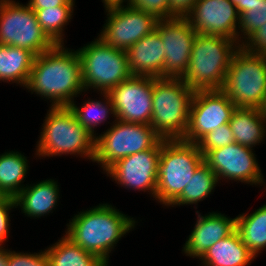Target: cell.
<instances>
[{"label":"cell","instance_id":"23","mask_svg":"<svg viewBox=\"0 0 266 266\" xmlns=\"http://www.w3.org/2000/svg\"><path fill=\"white\" fill-rule=\"evenodd\" d=\"M229 124L235 142L240 145L254 148L265 139L266 121L258 108H236Z\"/></svg>","mask_w":266,"mask_h":266},{"label":"cell","instance_id":"8","mask_svg":"<svg viewBox=\"0 0 266 266\" xmlns=\"http://www.w3.org/2000/svg\"><path fill=\"white\" fill-rule=\"evenodd\" d=\"M222 90L237 108H259L266 95V56L240 46L233 55Z\"/></svg>","mask_w":266,"mask_h":266},{"label":"cell","instance_id":"28","mask_svg":"<svg viewBox=\"0 0 266 266\" xmlns=\"http://www.w3.org/2000/svg\"><path fill=\"white\" fill-rule=\"evenodd\" d=\"M100 96L103 97L101 98V100L103 99L102 101L88 98L87 101L85 100L81 104L82 106H77L75 101L69 105L78 122L95 137L98 133L94 129L101 126L102 123L104 125V122L110 117L109 115L115 118L113 104L109 95L100 93Z\"/></svg>","mask_w":266,"mask_h":266},{"label":"cell","instance_id":"41","mask_svg":"<svg viewBox=\"0 0 266 266\" xmlns=\"http://www.w3.org/2000/svg\"><path fill=\"white\" fill-rule=\"evenodd\" d=\"M258 109H259V111H260L262 117H263V118L265 119V121H266V95H265V97H264V99H263V102H262L261 106H260Z\"/></svg>","mask_w":266,"mask_h":266},{"label":"cell","instance_id":"2","mask_svg":"<svg viewBox=\"0 0 266 266\" xmlns=\"http://www.w3.org/2000/svg\"><path fill=\"white\" fill-rule=\"evenodd\" d=\"M137 223L134 217L125 215L115 206L102 203L74 215L66 224L65 235L109 265V254Z\"/></svg>","mask_w":266,"mask_h":266},{"label":"cell","instance_id":"26","mask_svg":"<svg viewBox=\"0 0 266 266\" xmlns=\"http://www.w3.org/2000/svg\"><path fill=\"white\" fill-rule=\"evenodd\" d=\"M236 230L244 245L255 255L266 249V204L252 213L236 216Z\"/></svg>","mask_w":266,"mask_h":266},{"label":"cell","instance_id":"29","mask_svg":"<svg viewBox=\"0 0 266 266\" xmlns=\"http://www.w3.org/2000/svg\"><path fill=\"white\" fill-rule=\"evenodd\" d=\"M74 7L75 0H68L62 6L40 9L35 12L38 23L55 44H64V29L73 18Z\"/></svg>","mask_w":266,"mask_h":266},{"label":"cell","instance_id":"19","mask_svg":"<svg viewBox=\"0 0 266 266\" xmlns=\"http://www.w3.org/2000/svg\"><path fill=\"white\" fill-rule=\"evenodd\" d=\"M156 30L142 37L126 50L129 72L132 76L163 78L165 49Z\"/></svg>","mask_w":266,"mask_h":266},{"label":"cell","instance_id":"3","mask_svg":"<svg viewBox=\"0 0 266 266\" xmlns=\"http://www.w3.org/2000/svg\"><path fill=\"white\" fill-rule=\"evenodd\" d=\"M45 115L36 142V158L70 154L94 161L96 137L78 122L69 106H50Z\"/></svg>","mask_w":266,"mask_h":266},{"label":"cell","instance_id":"14","mask_svg":"<svg viewBox=\"0 0 266 266\" xmlns=\"http://www.w3.org/2000/svg\"><path fill=\"white\" fill-rule=\"evenodd\" d=\"M162 139L154 148L116 161L104 173L126 189L149 192L155 198Z\"/></svg>","mask_w":266,"mask_h":266},{"label":"cell","instance_id":"30","mask_svg":"<svg viewBox=\"0 0 266 266\" xmlns=\"http://www.w3.org/2000/svg\"><path fill=\"white\" fill-rule=\"evenodd\" d=\"M265 23L266 0H258L251 6V9L240 15V22L238 27V43L242 45Z\"/></svg>","mask_w":266,"mask_h":266},{"label":"cell","instance_id":"12","mask_svg":"<svg viewBox=\"0 0 266 266\" xmlns=\"http://www.w3.org/2000/svg\"><path fill=\"white\" fill-rule=\"evenodd\" d=\"M236 108L223 90L195 91L182 140L196 144L207 133L229 123Z\"/></svg>","mask_w":266,"mask_h":266},{"label":"cell","instance_id":"35","mask_svg":"<svg viewBox=\"0 0 266 266\" xmlns=\"http://www.w3.org/2000/svg\"><path fill=\"white\" fill-rule=\"evenodd\" d=\"M241 46L251 53L266 56V23L253 33Z\"/></svg>","mask_w":266,"mask_h":266},{"label":"cell","instance_id":"22","mask_svg":"<svg viewBox=\"0 0 266 266\" xmlns=\"http://www.w3.org/2000/svg\"><path fill=\"white\" fill-rule=\"evenodd\" d=\"M35 55L27 49L0 44V81L26 87Z\"/></svg>","mask_w":266,"mask_h":266},{"label":"cell","instance_id":"6","mask_svg":"<svg viewBox=\"0 0 266 266\" xmlns=\"http://www.w3.org/2000/svg\"><path fill=\"white\" fill-rule=\"evenodd\" d=\"M204 155L195 143L164 139L158 163L155 200L168 207L182 194Z\"/></svg>","mask_w":266,"mask_h":266},{"label":"cell","instance_id":"13","mask_svg":"<svg viewBox=\"0 0 266 266\" xmlns=\"http://www.w3.org/2000/svg\"><path fill=\"white\" fill-rule=\"evenodd\" d=\"M253 148L236 142L210 150L204 155V162L217 175L218 181H240L250 185H264L265 179ZM224 179V180H223Z\"/></svg>","mask_w":266,"mask_h":266},{"label":"cell","instance_id":"17","mask_svg":"<svg viewBox=\"0 0 266 266\" xmlns=\"http://www.w3.org/2000/svg\"><path fill=\"white\" fill-rule=\"evenodd\" d=\"M186 18L197 34L222 36L238 42L240 14L230 0H197Z\"/></svg>","mask_w":266,"mask_h":266},{"label":"cell","instance_id":"39","mask_svg":"<svg viewBox=\"0 0 266 266\" xmlns=\"http://www.w3.org/2000/svg\"><path fill=\"white\" fill-rule=\"evenodd\" d=\"M127 2V3H126ZM129 0H102V3H104V9L113 7V6H121L125 4H128Z\"/></svg>","mask_w":266,"mask_h":266},{"label":"cell","instance_id":"5","mask_svg":"<svg viewBox=\"0 0 266 266\" xmlns=\"http://www.w3.org/2000/svg\"><path fill=\"white\" fill-rule=\"evenodd\" d=\"M195 91L181 78L153 77L150 126L163 139H182L188 129Z\"/></svg>","mask_w":266,"mask_h":266},{"label":"cell","instance_id":"9","mask_svg":"<svg viewBox=\"0 0 266 266\" xmlns=\"http://www.w3.org/2000/svg\"><path fill=\"white\" fill-rule=\"evenodd\" d=\"M115 122V123H114ZM96 135L94 161L105 172L119 159L154 148L163 138L150 126L115 119Z\"/></svg>","mask_w":266,"mask_h":266},{"label":"cell","instance_id":"25","mask_svg":"<svg viewBox=\"0 0 266 266\" xmlns=\"http://www.w3.org/2000/svg\"><path fill=\"white\" fill-rule=\"evenodd\" d=\"M50 266H108L98 256L83 250L65 234L45 249Z\"/></svg>","mask_w":266,"mask_h":266},{"label":"cell","instance_id":"37","mask_svg":"<svg viewBox=\"0 0 266 266\" xmlns=\"http://www.w3.org/2000/svg\"><path fill=\"white\" fill-rule=\"evenodd\" d=\"M68 0H29L28 6L35 12L40 9L64 5Z\"/></svg>","mask_w":266,"mask_h":266},{"label":"cell","instance_id":"16","mask_svg":"<svg viewBox=\"0 0 266 266\" xmlns=\"http://www.w3.org/2000/svg\"><path fill=\"white\" fill-rule=\"evenodd\" d=\"M155 30L165 49L163 78H181L190 63L196 31L186 17L158 20Z\"/></svg>","mask_w":266,"mask_h":266},{"label":"cell","instance_id":"24","mask_svg":"<svg viewBox=\"0 0 266 266\" xmlns=\"http://www.w3.org/2000/svg\"><path fill=\"white\" fill-rule=\"evenodd\" d=\"M29 161L19 151H7L0 154V193L15 198L25 187Z\"/></svg>","mask_w":266,"mask_h":266},{"label":"cell","instance_id":"31","mask_svg":"<svg viewBox=\"0 0 266 266\" xmlns=\"http://www.w3.org/2000/svg\"><path fill=\"white\" fill-rule=\"evenodd\" d=\"M235 142L230 124L220 125L213 131L203 136L196 144L203 155L210 150H215Z\"/></svg>","mask_w":266,"mask_h":266},{"label":"cell","instance_id":"33","mask_svg":"<svg viewBox=\"0 0 266 266\" xmlns=\"http://www.w3.org/2000/svg\"><path fill=\"white\" fill-rule=\"evenodd\" d=\"M128 4L158 20L169 18V0H129Z\"/></svg>","mask_w":266,"mask_h":266},{"label":"cell","instance_id":"10","mask_svg":"<svg viewBox=\"0 0 266 266\" xmlns=\"http://www.w3.org/2000/svg\"><path fill=\"white\" fill-rule=\"evenodd\" d=\"M0 44L30 50L35 56L56 45L38 23L35 11L15 0H0Z\"/></svg>","mask_w":266,"mask_h":266},{"label":"cell","instance_id":"38","mask_svg":"<svg viewBox=\"0 0 266 266\" xmlns=\"http://www.w3.org/2000/svg\"><path fill=\"white\" fill-rule=\"evenodd\" d=\"M258 0H230V2L237 7L239 14L251 9V6Z\"/></svg>","mask_w":266,"mask_h":266},{"label":"cell","instance_id":"34","mask_svg":"<svg viewBox=\"0 0 266 266\" xmlns=\"http://www.w3.org/2000/svg\"><path fill=\"white\" fill-rule=\"evenodd\" d=\"M16 208L15 198L10 196H2L0 198V246H4L10 233V210ZM4 244V245H3Z\"/></svg>","mask_w":266,"mask_h":266},{"label":"cell","instance_id":"4","mask_svg":"<svg viewBox=\"0 0 266 266\" xmlns=\"http://www.w3.org/2000/svg\"><path fill=\"white\" fill-rule=\"evenodd\" d=\"M240 44L222 36L197 34L190 63L181 77L192 90H222L227 70Z\"/></svg>","mask_w":266,"mask_h":266},{"label":"cell","instance_id":"18","mask_svg":"<svg viewBox=\"0 0 266 266\" xmlns=\"http://www.w3.org/2000/svg\"><path fill=\"white\" fill-rule=\"evenodd\" d=\"M196 211L197 219L194 229L183 245L186 256L200 259L204 253L219 240L231 235L236 230V217L216 212L201 215Z\"/></svg>","mask_w":266,"mask_h":266},{"label":"cell","instance_id":"27","mask_svg":"<svg viewBox=\"0 0 266 266\" xmlns=\"http://www.w3.org/2000/svg\"><path fill=\"white\" fill-rule=\"evenodd\" d=\"M219 184L215 172L203 162L194 172L184 188L182 194L169 206L196 205L205 200L210 194H213L215 187Z\"/></svg>","mask_w":266,"mask_h":266},{"label":"cell","instance_id":"11","mask_svg":"<svg viewBox=\"0 0 266 266\" xmlns=\"http://www.w3.org/2000/svg\"><path fill=\"white\" fill-rule=\"evenodd\" d=\"M107 19L98 37L107 45L127 50L155 30L158 19L129 4L105 8Z\"/></svg>","mask_w":266,"mask_h":266},{"label":"cell","instance_id":"20","mask_svg":"<svg viewBox=\"0 0 266 266\" xmlns=\"http://www.w3.org/2000/svg\"><path fill=\"white\" fill-rule=\"evenodd\" d=\"M59 189L58 182L54 179L26 184L15 197L16 208H20L25 216L33 219L49 215L58 206Z\"/></svg>","mask_w":266,"mask_h":266},{"label":"cell","instance_id":"40","mask_svg":"<svg viewBox=\"0 0 266 266\" xmlns=\"http://www.w3.org/2000/svg\"><path fill=\"white\" fill-rule=\"evenodd\" d=\"M0 266H8V249L0 246Z\"/></svg>","mask_w":266,"mask_h":266},{"label":"cell","instance_id":"21","mask_svg":"<svg viewBox=\"0 0 266 266\" xmlns=\"http://www.w3.org/2000/svg\"><path fill=\"white\" fill-rule=\"evenodd\" d=\"M256 259L235 230L211 246L199 259L201 266H248Z\"/></svg>","mask_w":266,"mask_h":266},{"label":"cell","instance_id":"36","mask_svg":"<svg viewBox=\"0 0 266 266\" xmlns=\"http://www.w3.org/2000/svg\"><path fill=\"white\" fill-rule=\"evenodd\" d=\"M197 0H169V18L186 17Z\"/></svg>","mask_w":266,"mask_h":266},{"label":"cell","instance_id":"7","mask_svg":"<svg viewBox=\"0 0 266 266\" xmlns=\"http://www.w3.org/2000/svg\"><path fill=\"white\" fill-rule=\"evenodd\" d=\"M81 60L83 86L87 91L108 93L129 79L127 54L123 49L105 44L99 37L77 49Z\"/></svg>","mask_w":266,"mask_h":266},{"label":"cell","instance_id":"15","mask_svg":"<svg viewBox=\"0 0 266 266\" xmlns=\"http://www.w3.org/2000/svg\"><path fill=\"white\" fill-rule=\"evenodd\" d=\"M153 77L131 76L107 94L112 101L115 119L150 125L153 101Z\"/></svg>","mask_w":266,"mask_h":266},{"label":"cell","instance_id":"32","mask_svg":"<svg viewBox=\"0 0 266 266\" xmlns=\"http://www.w3.org/2000/svg\"><path fill=\"white\" fill-rule=\"evenodd\" d=\"M8 266H50L45 249L40 252L24 253L8 249Z\"/></svg>","mask_w":266,"mask_h":266},{"label":"cell","instance_id":"1","mask_svg":"<svg viewBox=\"0 0 266 266\" xmlns=\"http://www.w3.org/2000/svg\"><path fill=\"white\" fill-rule=\"evenodd\" d=\"M64 45L56 44L35 56L25 87L31 94L50 100L51 107L69 106L82 92H86L77 50Z\"/></svg>","mask_w":266,"mask_h":266}]
</instances>
